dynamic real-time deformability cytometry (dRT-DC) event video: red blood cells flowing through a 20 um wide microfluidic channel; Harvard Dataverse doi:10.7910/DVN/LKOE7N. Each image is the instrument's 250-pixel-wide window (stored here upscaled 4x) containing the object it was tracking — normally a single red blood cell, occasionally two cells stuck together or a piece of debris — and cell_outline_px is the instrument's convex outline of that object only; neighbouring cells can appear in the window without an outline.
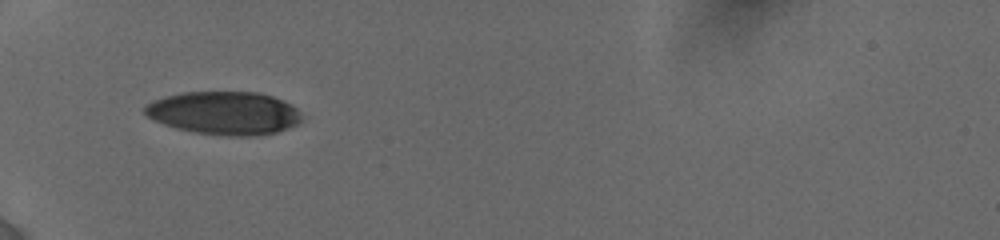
{"species": "human", "species_latin": "Homo sapiens", "temperature_condition": "cold", "stored_images_in_passage": 10, "camera_frame_rate_fps": 3000, "um_per_image_px": 0.085, "donor": {"sex": "female"}, "frame": {"image": 1, "passage_image": 1, "time_ms": 0.0, "image_size_px": [1000, 240], "cell_outline_px": [[300, 120], [296, 124], [288, 128], [276, 132], [248, 136], [228, 136], [196, 132], [176, 128], [152, 120], [144, 112], [144, 108], [152, 100], [184, 92], [256, 92], [272, 96], [284, 100], [292, 104], [300, 112]], "centroid_in_image_um": [19.06, 9.6], "position_along_channel_um": 65.9, "area_um2": 39.25}}
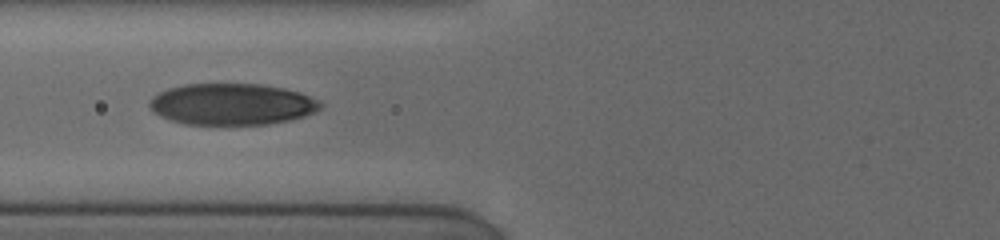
{"frame": {"image": 2, "passage_image": 9, "time_ms": 1.333, "image_size_px": [1000, 240], "cell_outline_px": [[324, 104], [320, 108], [304, 116], [288, 120], [268, 124], [184, 124], [160, 116], [152, 112], [148, 104], [152, 96], [168, 88], [184, 84], [264, 84], [284, 88], [300, 92], [320, 100]], "centroid_in_image_um": [19.7, 8.85], "position_along_channel_um": 106.1, "area_um2": 41.38}}